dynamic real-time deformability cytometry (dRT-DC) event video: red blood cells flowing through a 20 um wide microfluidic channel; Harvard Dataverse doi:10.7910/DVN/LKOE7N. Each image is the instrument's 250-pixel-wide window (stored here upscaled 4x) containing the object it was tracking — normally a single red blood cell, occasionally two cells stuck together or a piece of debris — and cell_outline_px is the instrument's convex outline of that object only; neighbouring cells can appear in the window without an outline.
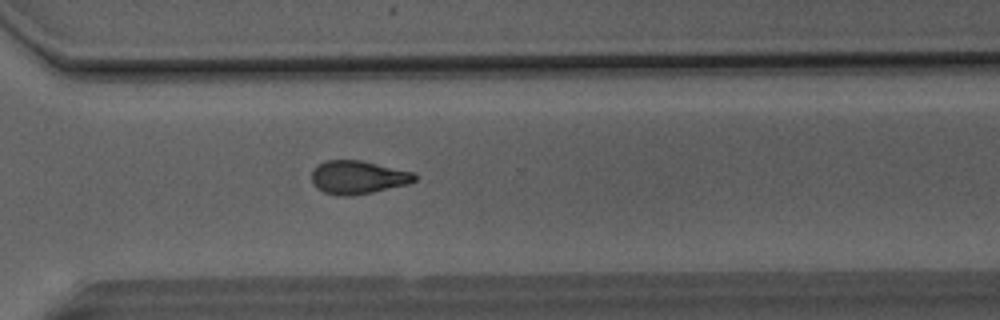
{"species": "Egyptian fruit bat (a non-hibernating species)", "species_latin": "Rousettus aegyptiacus", "temperature_condition": "room temperature", "stored_images_in_passage": 41, "camera_frame_rate_fps": 3000, "um_per_image_px": 0.085, "animal": {"sex": "male"}, "frame": {"image": 1, "passage_image": 35, "time_ms": 11.333, "image_size_px": [1000, 320], "cell_outline_px": [[416, 180], [408, 184], [372, 192], [348, 196], [336, 196], [324, 192], [316, 188], [312, 184], [312, 172], [320, 164], [328, 160], [360, 160], [416, 172]], "centroid_in_image_um": [30.44, 15.08], "position_along_channel_um": 340.2, "area_um2": 20.0}, "authors_computed_cell_mechanics": {"area_um2": 20.5768, "velocity_mm_per_s": 4.1638, "shape_relaxation_time_tau1_ms": 8.282, "shape_relaxation_time_tau2_ms": 3.1265, "deformation_change_tau1": 0.2019, "deformation_change_tau2": 0.1086}}